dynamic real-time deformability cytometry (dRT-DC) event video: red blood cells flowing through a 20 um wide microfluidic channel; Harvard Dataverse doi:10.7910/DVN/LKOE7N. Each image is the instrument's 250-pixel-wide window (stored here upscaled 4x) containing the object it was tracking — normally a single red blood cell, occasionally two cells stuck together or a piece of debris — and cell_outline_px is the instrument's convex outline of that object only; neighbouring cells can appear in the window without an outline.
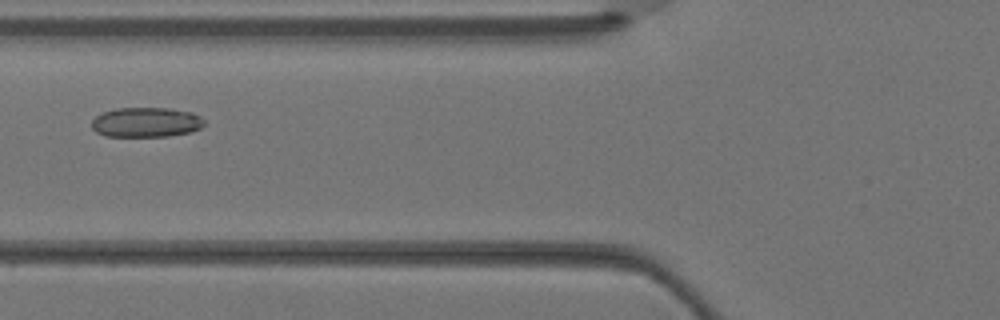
{"species": "Egyptian fruit bat (a non-hibernating species)", "species_latin": "Rousettus aegyptiacus", "temperature_condition": "warm", "stored_images_in_passage": 2, "camera_frame_rate_fps": 3000, "um_per_image_px": 0.085, "animal": {"sex": "female"}, "frame": {"image": 1, "passage_image": 2, "time_ms": 0.333, "image_size_px": [1000, 320], "cell_outline_px": [[204, 124], [200, 128], [192, 132], [168, 136], [104, 136], [96, 132], [92, 128], [92, 120], [96, 116], [104, 112], [116, 108], [168, 108], [192, 112], [200, 116], [204, 120]], "centroid_in_image_um": [12.43, 10.39], "position_along_channel_um": 113.4, "area_um2": 19.59}}